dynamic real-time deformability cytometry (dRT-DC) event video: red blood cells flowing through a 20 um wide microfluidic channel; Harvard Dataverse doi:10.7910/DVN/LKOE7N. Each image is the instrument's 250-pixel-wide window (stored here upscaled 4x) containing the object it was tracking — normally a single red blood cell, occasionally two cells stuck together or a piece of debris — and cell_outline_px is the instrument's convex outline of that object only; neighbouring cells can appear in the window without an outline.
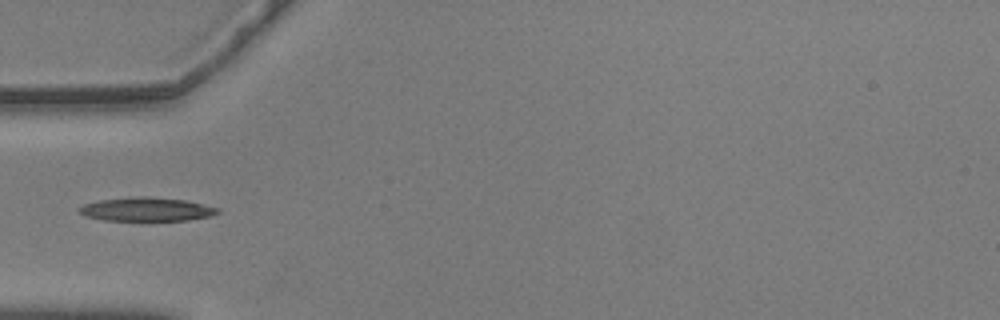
{"species": "common noctule bat (a hibernating species)", "species_latin": "Nyctalus noctula", "temperature_condition": "warm", "stored_images_in_passage": 39, "camera_frame_rate_fps": 3000, "um_per_image_px": 0.085, "animal": {"sex": "male", "body_mass_g": 20.5, "forearm_length_mm": 52.5}, "frame": {"image": 1, "passage_image": 1, "time_ms": 0.0, "image_size_px": [1000, 320], "cell_outline_px": [[220, 212], [212, 216], [188, 220], [104, 220], [84, 216], [76, 208], [84, 204], [100, 200], [140, 196], [144, 196], [184, 200], [220, 208]], "centroid_in_image_um": [12.46, 17.79], "position_along_channel_um": 72.5, "area_um2": 19.02}}
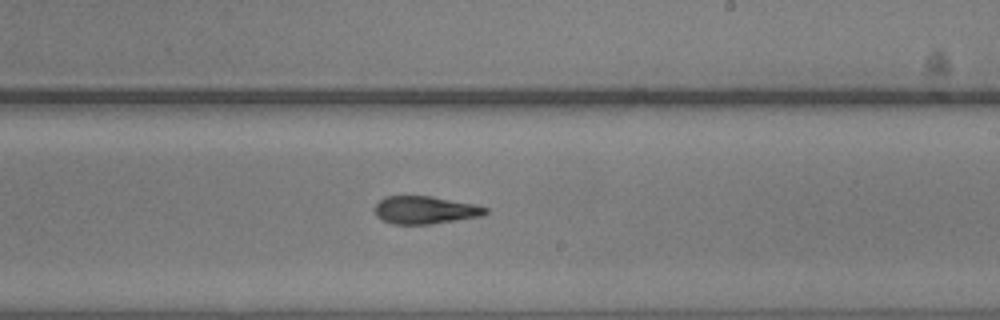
{"frame": {"image": 2, "passage_image": 16, "time_ms": 5.0, "image_size_px": [1000, 320], "cell_outline_px": [[488, 212], [480, 216], [456, 220], [428, 224], [392, 224], [376, 216], [376, 204], [384, 196], [432, 196], [476, 204], [488, 208]], "centroid_in_image_um": [36.15, 17.84], "position_along_channel_um": 252.9, "area_um2": 17.8}}
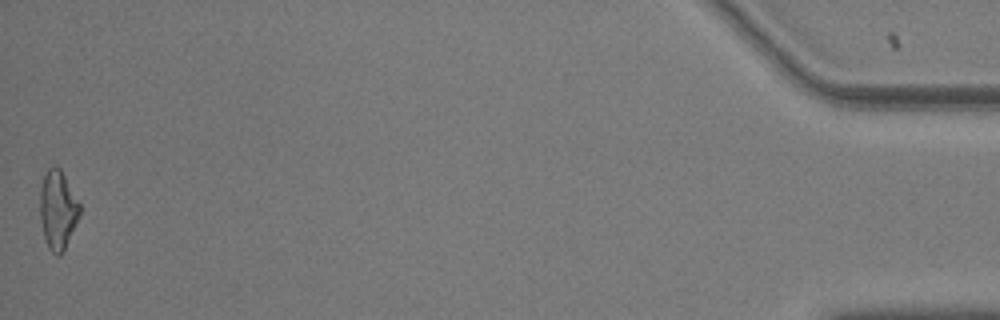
{"frame": {"image": 3, "passage_image": 39, "time_ms": 12.667, "image_size_px": [1000, 320], "cell_outline_px": [[80, 216], [60, 256], [56, 256], [48, 248], [44, 236], [40, 220], [40, 188], [44, 176], [48, 168], [52, 164], [56, 164], [60, 168], [80, 204]], "centroid_in_image_um": [4.9, 17.81], "position_along_channel_um": 430.3, "area_um2": 18.21}}